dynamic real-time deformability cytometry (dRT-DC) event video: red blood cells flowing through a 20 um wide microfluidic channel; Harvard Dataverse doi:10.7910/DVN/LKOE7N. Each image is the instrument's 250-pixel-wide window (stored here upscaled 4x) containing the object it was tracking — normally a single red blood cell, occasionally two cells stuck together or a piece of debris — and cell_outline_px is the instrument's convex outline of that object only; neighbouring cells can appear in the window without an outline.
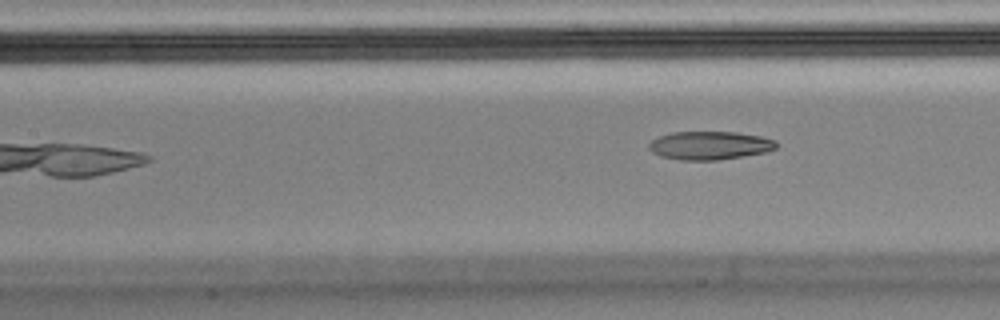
{"species": "Egyptian fruit bat (a non-hibernating species)", "species_latin": "Rousettus aegyptiacus", "temperature_condition": "cold", "stored_images_in_passage": 8, "camera_frame_rate_fps": 3000, "um_per_image_px": 0.085, "animal": {"sex": "male"}, "frame": {"image": 1, "passage_image": 8, "time_ms": 2.333, "image_size_px": [1000, 320], "cell_outline_px": [[776, 148], [764, 152], [716, 160], [680, 160], [660, 156], [652, 152], [648, 148], [648, 144], [652, 140], [660, 136], [672, 132], [736, 132], [760, 136], [776, 140]], "centroid_in_image_um": [60.29, 12.36], "position_along_channel_um": 147.1, "area_um2": 20.87}}